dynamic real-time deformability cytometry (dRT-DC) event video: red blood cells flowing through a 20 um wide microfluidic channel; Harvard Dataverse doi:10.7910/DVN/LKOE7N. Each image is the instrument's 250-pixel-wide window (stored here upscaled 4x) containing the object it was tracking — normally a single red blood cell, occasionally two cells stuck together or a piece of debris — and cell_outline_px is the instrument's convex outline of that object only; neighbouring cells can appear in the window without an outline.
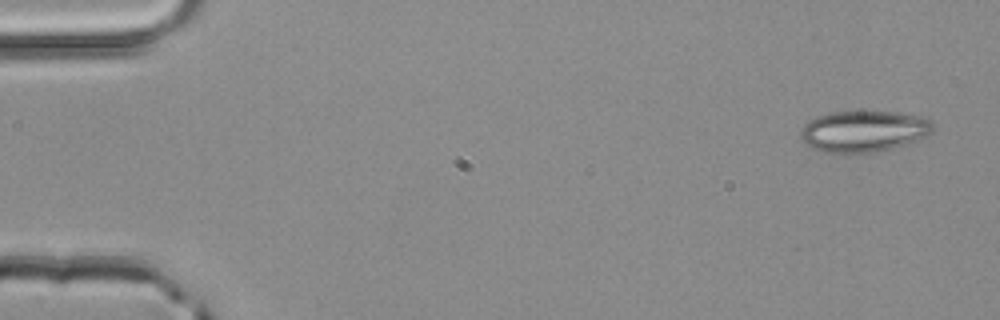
{"species": "common noctule bat (a hibernating species)", "species_latin": "Nyctalus noctula", "temperature_condition": "room temperature", "stored_images_in_passage": 3, "camera_frame_rate_fps": 3000, "um_per_image_px": 0.085, "animal": {"sex": "male", "body_mass_g": 20.4}, "frame": {"image": 1, "passage_image": 1, "time_ms": 0.0, "image_size_px": [1000, 320], "cell_outline_px": [[932, 132], [928, 136], [920, 140], [908, 144], [892, 148], [872, 152], [824, 152], [812, 148], [804, 144], [800, 136], [800, 128], [808, 120], [816, 116], [832, 112], [896, 112], [924, 116], [932, 120]], "centroid_in_image_um": [73.43, 11.15], "position_along_channel_um": 11.6, "area_um2": 32.08}}